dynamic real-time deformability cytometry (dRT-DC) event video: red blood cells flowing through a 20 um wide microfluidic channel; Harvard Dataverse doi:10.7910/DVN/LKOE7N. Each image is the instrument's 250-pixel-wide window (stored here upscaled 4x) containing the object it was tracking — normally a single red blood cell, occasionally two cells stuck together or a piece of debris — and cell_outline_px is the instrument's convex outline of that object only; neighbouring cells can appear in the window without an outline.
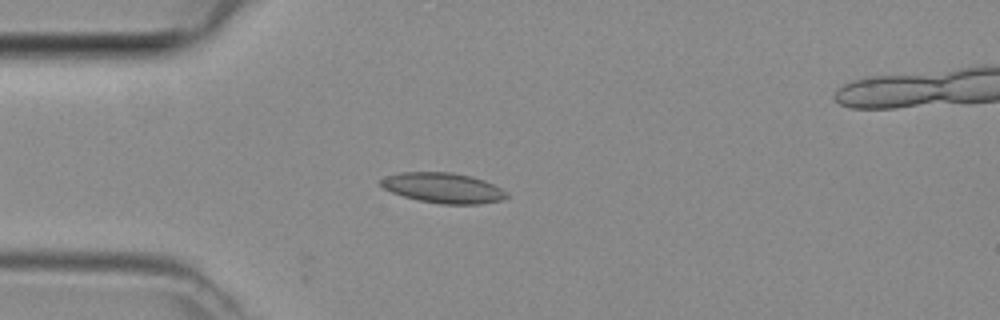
{"species": "common noctule bat (a hibernating species)", "species_latin": "Nyctalus noctula", "temperature_condition": "room temperature", "stored_images_in_passage": 2, "camera_frame_rate_fps": 3000, "um_per_image_px": 0.085, "animal": {"sex": "female", "body_mass_g": 29.2, "forearm_length_mm": 56.3}, "frame": {"image": 1, "passage_image": 2, "time_ms": 0.333, "image_size_px": [1000, 320], "cell_outline_px": [[508, 196], [504, 200], [480, 204], [440, 204], [420, 200], [404, 196], [392, 192], [384, 188], [380, 184], [380, 180], [388, 176], [400, 172], [452, 172], [472, 176], [484, 180], [508, 192]], "centroid_in_image_um": [37.71, 15.97], "position_along_channel_um": 47.3, "area_um2": 22.14}}